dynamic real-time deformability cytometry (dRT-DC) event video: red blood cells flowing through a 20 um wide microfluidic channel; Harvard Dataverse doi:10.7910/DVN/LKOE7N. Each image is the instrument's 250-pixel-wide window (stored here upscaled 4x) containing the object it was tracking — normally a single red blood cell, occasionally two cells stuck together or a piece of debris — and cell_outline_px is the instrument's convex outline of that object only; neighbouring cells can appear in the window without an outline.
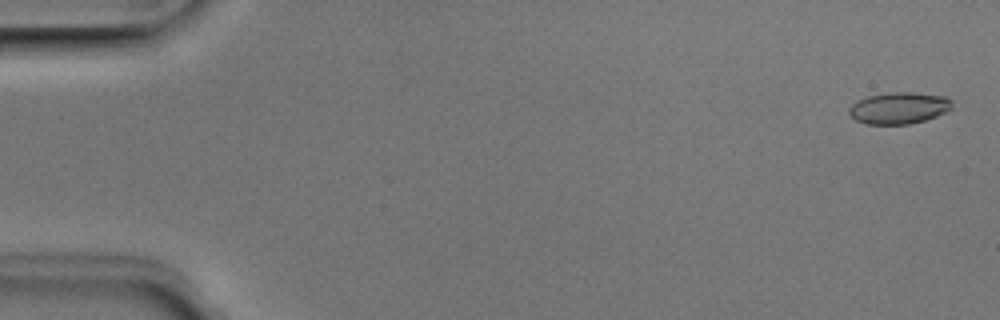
{"species": "Egyptian fruit bat (a non-hibernating species)", "species_latin": "Rousettus aegyptiacus", "temperature_condition": "room temperature", "stored_images_in_passage": 4, "camera_frame_rate_fps": 3000, "um_per_image_px": 0.085, "animal": {"sex": "male"}, "frame": {"image": 1, "passage_image": 1, "time_ms": 0.0, "image_size_px": [1000, 320], "cell_outline_px": [[952, 108], [936, 116], [924, 120], [908, 124], [868, 124], [856, 120], [848, 112], [848, 108], [852, 104], [868, 96], [892, 92], [912, 92], [944, 96], [952, 100]], "centroid_in_image_um": [76.42, 9.18], "position_along_channel_um": 8.6, "area_um2": 18.79}}